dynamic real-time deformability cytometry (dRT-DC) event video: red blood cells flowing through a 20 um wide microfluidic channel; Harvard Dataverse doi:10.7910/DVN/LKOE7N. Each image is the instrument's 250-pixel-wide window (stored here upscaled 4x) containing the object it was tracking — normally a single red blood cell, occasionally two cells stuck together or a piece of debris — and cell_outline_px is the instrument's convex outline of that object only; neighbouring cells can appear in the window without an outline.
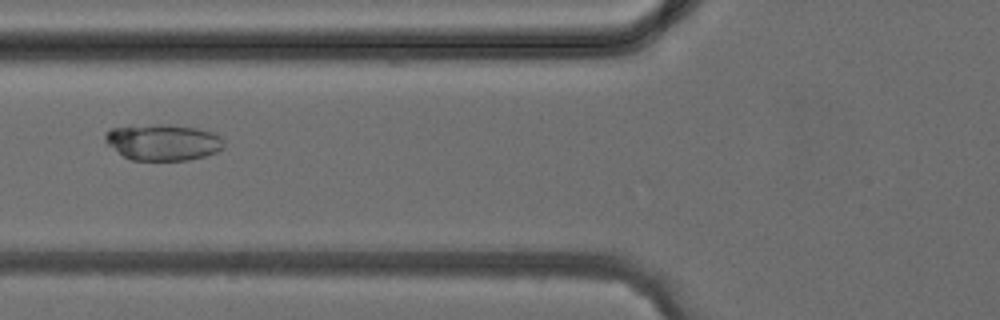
{"species": "common noctule bat (a hibernating species)", "species_latin": "Nyctalus noctula", "temperature_condition": "cold", "stored_images_in_passage": 4, "camera_frame_rate_fps": 3000, "um_per_image_px": 0.085, "animal": {"sex": "female", "body_mass_g": 24.6, "forearm_length_mm": 56.2}, "frame": {"image": 1, "passage_image": 4, "time_ms": 4.0, "image_size_px": [1000, 320], "cell_outline_px": [[224, 148], [216, 152], [204, 156], [188, 160], [132, 160], [124, 156], [108, 144], [104, 140], [104, 136], [112, 128], [128, 124], [168, 124], [196, 128], [216, 132], [224, 140]], "centroid_in_image_um": [13.87, 12.06], "position_along_channel_um": 111.9, "area_um2": 25.43}}